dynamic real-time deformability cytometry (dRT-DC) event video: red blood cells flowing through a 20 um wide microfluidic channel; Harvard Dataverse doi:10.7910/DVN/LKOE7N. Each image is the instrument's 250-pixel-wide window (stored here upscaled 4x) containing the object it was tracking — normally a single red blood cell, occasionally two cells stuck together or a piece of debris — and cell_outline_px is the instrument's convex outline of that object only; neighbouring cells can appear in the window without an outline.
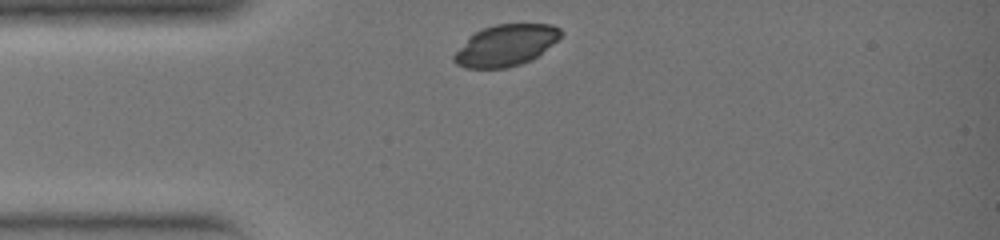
{"species": "common noctule bat (a hibernating species)", "species_latin": "Nyctalus noctula", "temperature_condition": "warm", "stored_images_in_passage": 23, "camera_frame_rate_fps": 3000, "um_per_image_px": 0.085, "animal": {"sex": "female", "body_mass_g": 19.0, "forearm_length_mm": 51.5}, "frame": {"image": 1, "passage_image": 1, "time_ms": 0.0, "image_size_px": [1000, 240], "cell_outline_px": [[564, 32], [552, 44], [536, 56], [520, 64], [504, 68], [464, 68], [456, 64], [452, 60], [452, 56], [476, 32], [484, 28], [496, 24], [552, 24], [560, 28]], "centroid_in_image_um": [42.99, 3.85], "position_along_channel_um": 42.0, "area_um2": 25.2}}
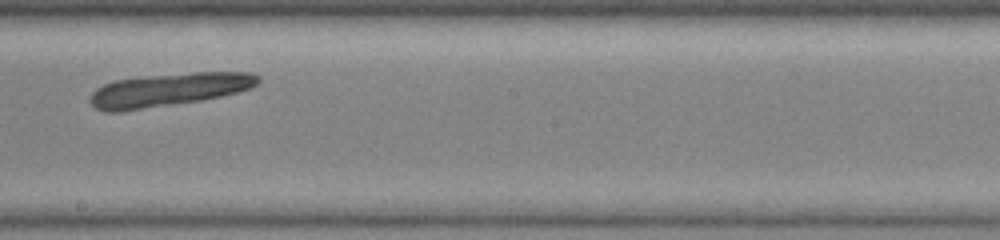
{"frame": {"image": 2, "passage_image": 13, "time_ms": 4.0, "image_size_px": [1000, 240], "cell_outline_px": [[260, 80], [252, 88], [220, 96], [200, 100], [124, 112], [104, 112], [96, 108], [88, 100], [92, 92], [96, 88], [112, 80], [144, 76], [192, 72], [252, 72], [260, 76]], "centroid_in_image_um": [14.3, 7.63], "position_along_channel_um": 233.9, "area_um2": 32.77}}
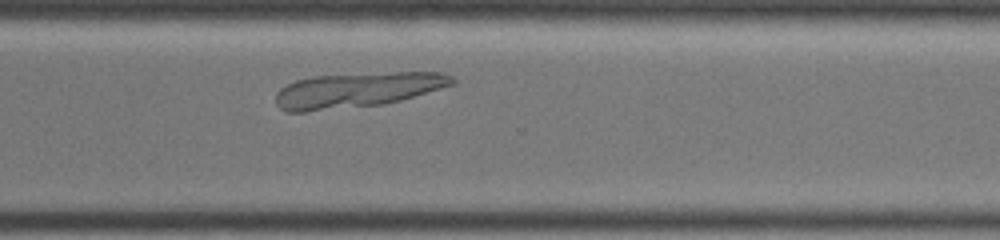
{"frame": {"image": 3, "passage_image": 19, "time_ms": 6.0, "image_size_px": [1000, 240], "cell_outline_px": [[456, 84], [400, 100], [384, 104], [304, 112], [288, 112], [280, 108], [276, 104], [276, 92], [280, 88], [296, 80], [316, 76], [392, 72], [444, 72], [452, 76], [456, 80]], "centroid_in_image_um": [30.38, 7.65], "position_along_channel_um": 340.2, "area_um2": 36.01}}